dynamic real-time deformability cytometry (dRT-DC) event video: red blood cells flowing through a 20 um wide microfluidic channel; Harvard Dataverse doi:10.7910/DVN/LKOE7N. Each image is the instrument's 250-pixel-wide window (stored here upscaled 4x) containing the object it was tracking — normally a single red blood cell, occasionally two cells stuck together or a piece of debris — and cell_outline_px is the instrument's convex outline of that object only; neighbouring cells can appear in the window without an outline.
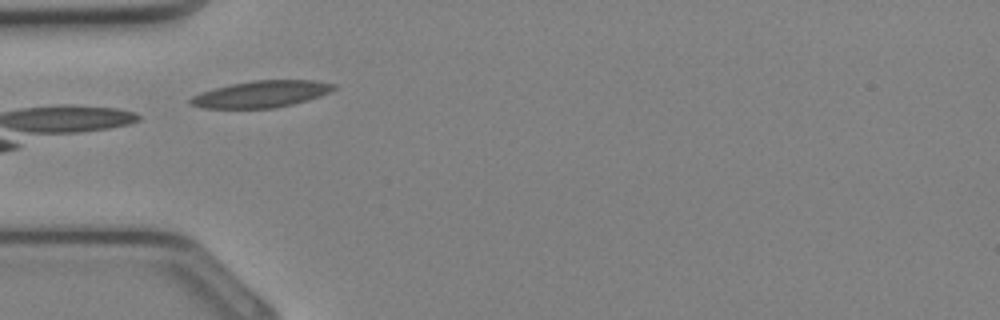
{"species": "Egyptian fruit bat (a non-hibernating species)", "species_latin": "Rousettus aegyptiacus", "temperature_condition": "cold", "stored_images_in_passage": 16, "camera_frame_rate_fps": 3000, "um_per_image_px": 0.085, "animal": {"sex": "female"}, "frame": {"image": 1, "passage_image": 1, "time_ms": 0.0, "image_size_px": [1000, 320], "cell_outline_px": [[336, 88], [320, 96], [292, 104], [276, 108], [204, 108], [192, 104], [188, 100], [192, 96], [200, 92], [232, 84], [256, 80], [312, 80], [336, 84]], "centroid_in_image_um": [22.22, 8.0], "position_along_channel_um": 62.8, "area_um2": 22.02}}